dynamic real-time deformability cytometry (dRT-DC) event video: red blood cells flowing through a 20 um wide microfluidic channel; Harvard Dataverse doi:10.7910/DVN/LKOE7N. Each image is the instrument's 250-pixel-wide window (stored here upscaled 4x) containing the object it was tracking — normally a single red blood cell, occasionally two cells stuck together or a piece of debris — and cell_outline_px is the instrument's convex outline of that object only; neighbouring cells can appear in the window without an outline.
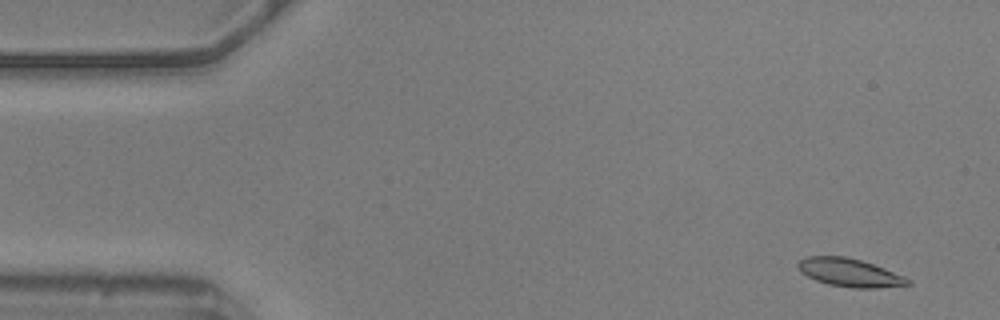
{"species": "common noctule bat (a hibernating species)", "species_latin": "Nyctalus noctula", "temperature_condition": "warm", "stored_images_in_passage": 56, "camera_frame_rate_fps": 3000, "um_per_image_px": 0.085, "animal": {"sex": "male", "body_mass_g": 20.5, "forearm_length_mm": 52.5}, "frame": {"image": 1, "passage_image": 3, "time_ms": 0.667, "image_size_px": [1000, 320], "cell_outline_px": [[912, 284], [876, 288], [852, 288], [828, 284], [816, 280], [800, 272], [796, 268], [796, 264], [800, 260], [808, 256], [844, 256], [860, 260], [884, 268], [904, 276], [912, 280]], "centroid_in_image_um": [72.2, 23.17], "position_along_channel_um": 12.8, "area_um2": 18.03}}
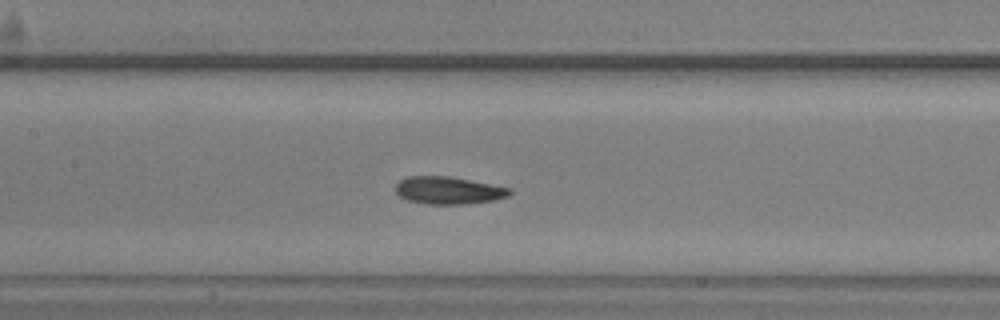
{"frame": {"image": 2, "passage_image": 25, "time_ms": 8.0, "image_size_px": [1000, 320], "cell_outline_px": [[512, 192], [508, 196], [496, 200], [464, 204], [424, 204], [408, 200], [400, 196], [396, 192], [396, 184], [400, 180], [408, 176], [448, 176], [512, 188]], "centroid_in_image_um": [38.13, 16.19], "position_along_channel_um": 169.3, "area_um2": 18.26}}
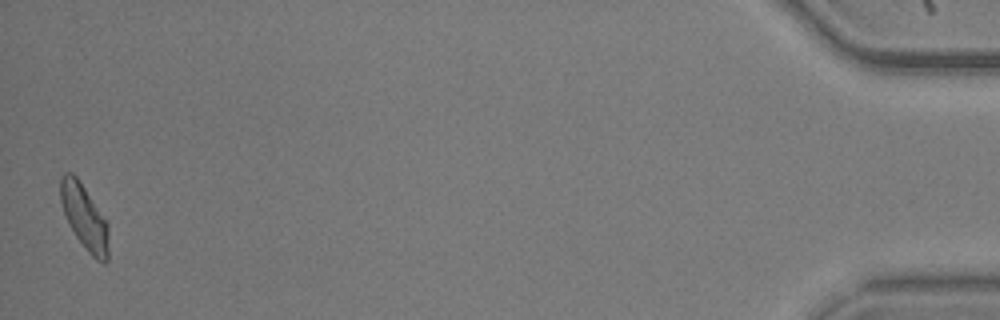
{"frame": {"image": 3, "passage_image": 55, "time_ms": 18.0, "image_size_px": [1000, 320], "cell_outline_px": [[108, 260], [104, 264], [96, 260], [88, 252], [76, 236], [64, 212], [60, 200], [60, 176], [64, 172], [72, 172], [76, 176], [108, 224]], "centroid_in_image_um": [7.17, 18.46], "position_along_channel_um": 428.0, "area_um2": 17.8}, "authors_computed_cell_mechanics": {"area_um2": 18.1492, "velocity_mm_per_s": 3.577, "shape_relaxation_time_tau1_ms": 3.7247, "shape_relaxation_time_tau2_ms": 2.2808, "deformation_change_tau1": 0.1282, "deformation_change_tau2": 0.0795}}